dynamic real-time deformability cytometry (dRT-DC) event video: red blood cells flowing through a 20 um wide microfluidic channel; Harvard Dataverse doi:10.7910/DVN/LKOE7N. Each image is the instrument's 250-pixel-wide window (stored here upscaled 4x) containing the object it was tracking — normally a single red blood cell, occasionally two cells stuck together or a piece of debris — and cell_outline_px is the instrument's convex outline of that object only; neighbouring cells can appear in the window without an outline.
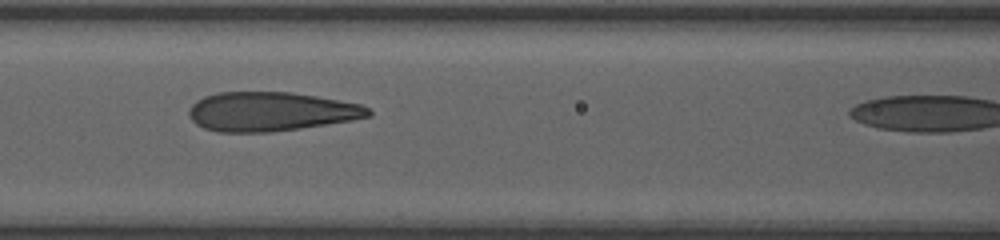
{"species": "human", "species_latin": "Homo sapiens", "temperature_condition": "room temperature", "stored_images_in_passage": 8, "segment_of_instrument_passage": [1, 2], "camera_frame_rate_fps": 3000, "um_per_image_px": 0.085, "donor": {"sex": "female"}, "frame": {"image": 1, "passage_image": 5, "time_ms": 1.333, "image_size_px": [1000, 240], "cell_outline_px": [[372, 116], [352, 120], [300, 128], [268, 132], [220, 132], [204, 128], [196, 124], [188, 116], [188, 108], [196, 100], [204, 96], [216, 92], [292, 92], [316, 96], [360, 104], [368, 108], [372, 112]], "centroid_in_image_um": [22.98, 9.48], "position_along_channel_um": 143.6, "area_um2": 40.98}}
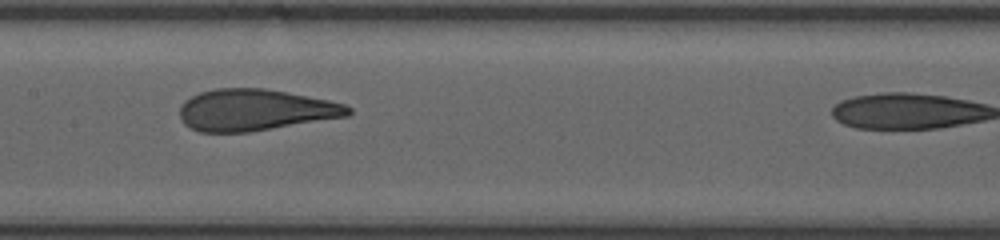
{"frame": {"image": 2, "passage_image": 6, "time_ms": 1.667, "image_size_px": [1000, 240], "cell_outline_px": [[352, 112], [348, 116], [248, 132], [200, 132], [184, 124], [180, 116], [180, 108], [184, 100], [200, 92], [216, 88], [264, 88], [328, 100], [344, 104], [352, 108]], "centroid_in_image_um": [21.67, 9.35], "position_along_channel_um": 185.7, "area_um2": 40.52}}